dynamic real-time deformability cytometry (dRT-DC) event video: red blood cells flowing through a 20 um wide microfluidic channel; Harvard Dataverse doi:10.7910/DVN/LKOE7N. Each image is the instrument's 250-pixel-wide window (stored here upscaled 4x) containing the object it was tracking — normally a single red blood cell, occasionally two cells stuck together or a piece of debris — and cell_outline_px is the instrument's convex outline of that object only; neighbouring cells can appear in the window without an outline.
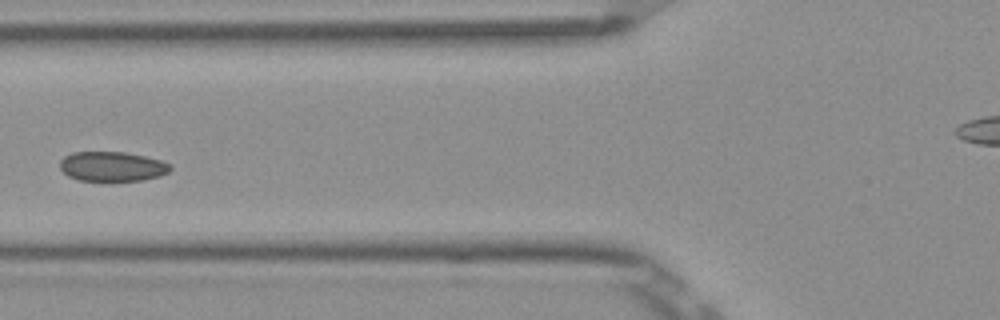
{"species": "Egyptian fruit bat (a non-hibernating species)", "species_latin": "Rousettus aegyptiacus", "temperature_condition": "room temperature", "stored_images_in_passage": 6, "camera_frame_rate_fps": 3000, "um_per_image_px": 0.085, "frame": {"image": 1, "passage_image": 5, "time_ms": 1.333, "image_size_px": [1000, 320], "cell_outline_px": [[172, 168], [168, 172], [160, 176], [140, 180], [80, 180], [68, 176], [60, 168], [60, 160], [64, 156], [72, 152], [124, 152], [144, 156], [160, 160], [172, 164]], "centroid_in_image_um": [9.54, 14.14], "position_along_channel_um": 116.3, "area_um2": 18.96}}
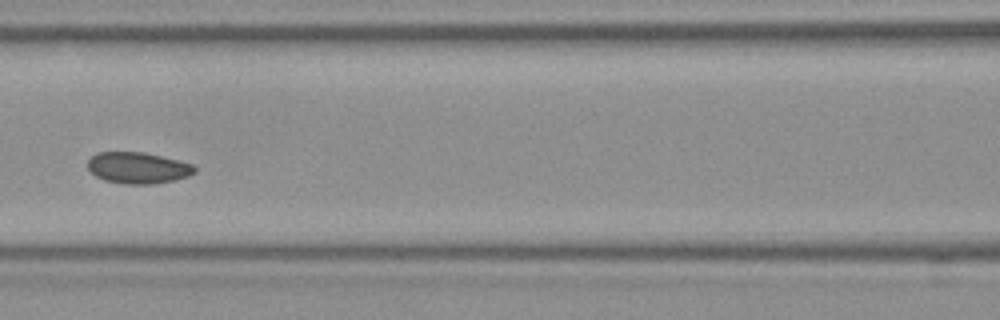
{"frame": {"image": 2, "passage_image": 6, "time_ms": 1.667, "image_size_px": [1000, 320], "cell_outline_px": [[196, 172], [188, 176], [176, 180], [152, 184], [124, 184], [104, 180], [96, 176], [88, 168], [88, 160], [96, 152], [144, 152], [192, 164], [196, 168]], "centroid_in_image_um": [11.72, 14.27], "position_along_channel_um": 154.9, "area_um2": 19.48}}